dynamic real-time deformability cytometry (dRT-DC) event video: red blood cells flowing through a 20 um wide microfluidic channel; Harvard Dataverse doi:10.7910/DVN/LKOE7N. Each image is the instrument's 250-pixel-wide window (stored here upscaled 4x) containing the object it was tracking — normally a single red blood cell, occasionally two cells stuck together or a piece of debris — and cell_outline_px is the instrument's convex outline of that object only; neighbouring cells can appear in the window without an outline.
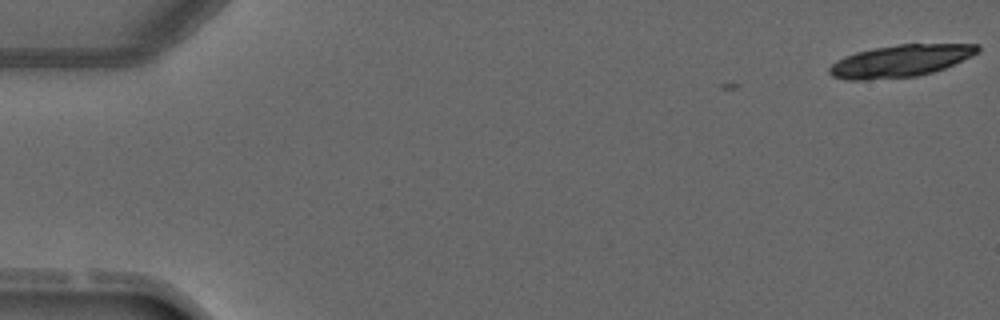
{"species": "common noctule bat (a hibernating species)", "species_latin": "Nyctalus noctula", "temperature_condition": "warm", "stored_images_in_passage": 4, "camera_frame_rate_fps": 3000, "um_per_image_px": 0.085, "animal": {"sex": "male", "forearm_length_mm": 52.5}, "frame": {"image": 1, "passage_image": 1, "time_ms": 0.0, "image_size_px": [1000, 320], "cell_outline_px": [[980, 52], [972, 56], [944, 68], [932, 72], [916, 76], [868, 80], [848, 80], [832, 76], [828, 72], [828, 68], [836, 60], [844, 56], [856, 52], [876, 48], [900, 44], [980, 44]], "centroid_in_image_um": [76.53, 5.18], "position_along_channel_um": 8.5, "area_um2": 27.69}}